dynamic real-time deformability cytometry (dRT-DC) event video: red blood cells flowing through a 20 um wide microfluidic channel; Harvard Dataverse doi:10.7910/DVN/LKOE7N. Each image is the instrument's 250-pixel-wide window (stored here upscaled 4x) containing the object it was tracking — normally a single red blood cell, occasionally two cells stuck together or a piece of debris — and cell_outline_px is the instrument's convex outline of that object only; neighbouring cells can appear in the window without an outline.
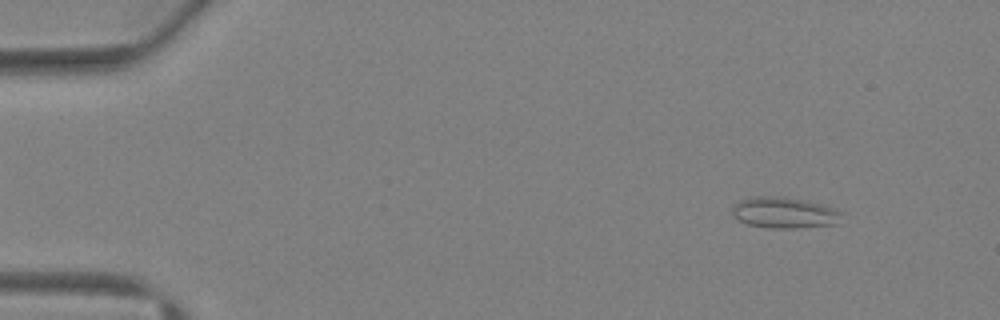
{"species": "Egyptian fruit bat (a non-hibernating species)", "species_latin": "Rousettus aegyptiacus", "temperature_condition": "warm", "stored_images_in_passage": 39, "camera_frame_rate_fps": 3000, "um_per_image_px": 0.085, "animal": {"sex": "female"}, "frame": {"image": 1, "passage_image": 1, "time_ms": 0.0, "image_size_px": [1000, 320], "cell_outline_px": [[840, 224], [796, 228], [768, 228], [748, 224], [740, 220], [732, 212], [732, 208], [740, 200], [756, 196], [784, 196], [820, 204], [832, 208], [840, 212]], "centroid_in_image_um": [66.67, 18.08], "position_along_channel_um": 18.3, "area_um2": 19.59}}
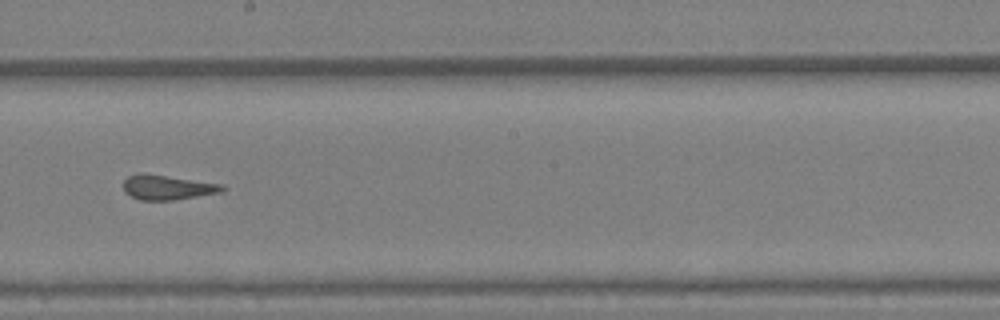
{"frame": {"image": 2, "passage_image": 21, "time_ms": 6.667, "image_size_px": [1000, 320], "cell_outline_px": [[228, 188], [224, 192], [172, 200], [140, 200], [124, 192], [124, 180], [128, 176], [144, 172], [220, 184]], "centroid_in_image_um": [14.24, 15.92], "position_along_channel_um": 234.0, "area_um2": 14.28}}
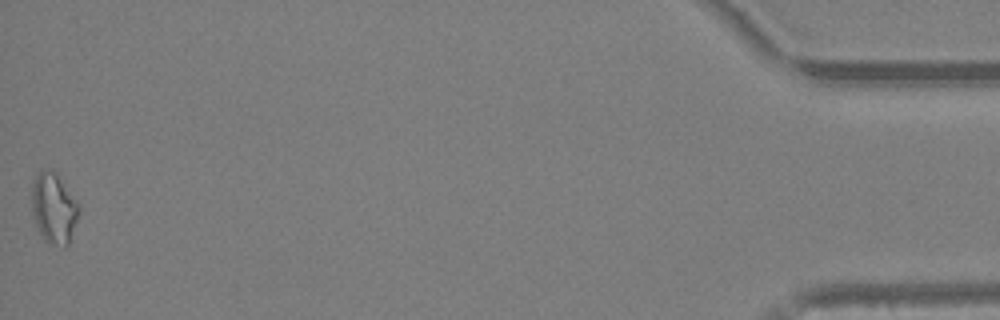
{"frame": {"image": 3, "passage_image": 39, "time_ms": 12.667, "image_size_px": [1000, 320], "cell_outline_px": [[80, 212], [72, 240], [64, 248], [48, 244], [44, 240], [36, 228], [32, 212], [32, 180], [40, 168], [48, 168], [56, 172], [80, 204]], "centroid_in_image_um": [4.59, 17.71], "position_along_channel_um": 430.6, "area_um2": 20.29}}